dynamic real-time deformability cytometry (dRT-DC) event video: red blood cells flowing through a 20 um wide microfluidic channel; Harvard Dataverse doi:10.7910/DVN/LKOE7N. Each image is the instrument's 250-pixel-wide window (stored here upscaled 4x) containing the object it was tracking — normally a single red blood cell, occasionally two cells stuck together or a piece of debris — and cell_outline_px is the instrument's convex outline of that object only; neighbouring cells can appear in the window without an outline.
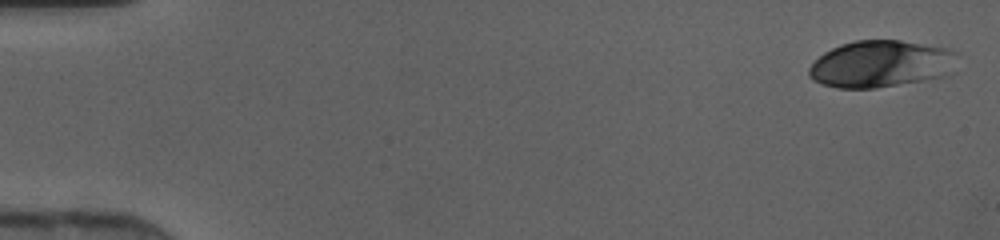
{"species": "human", "species_latin": "Homo sapiens", "temperature_condition": "cold", "stored_images_in_passage": 45, "camera_frame_rate_fps": 3000, "um_per_image_px": 0.085, "donor": {"sex": "female"}, "frame": {"image": 1, "passage_image": 1, "time_ms": 0.0, "image_size_px": [1000, 240], "cell_outline_px": [[956, 52], [952, 72], [948, 76], [876, 88], [836, 88], [812, 80], [808, 76], [808, 68], [824, 52], [840, 44], [856, 40], [900, 40], [948, 48]], "centroid_in_image_um": [74.87, 5.44], "position_along_channel_um": 10.1, "area_um2": 40.63}}
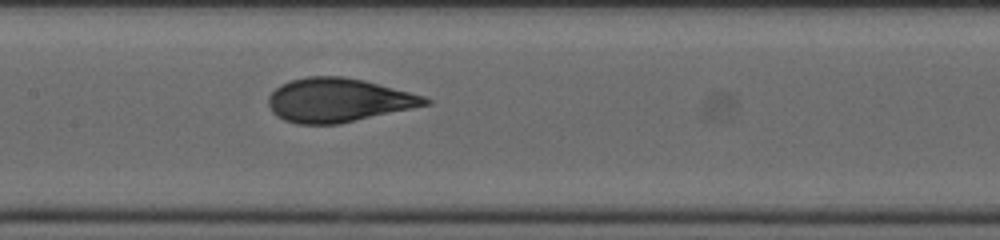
{"frame": {"image": 2, "passage_image": 22, "time_ms": 7.0, "image_size_px": [1000, 240], "cell_outline_px": [[432, 104], [340, 124], [296, 124], [284, 120], [276, 116], [272, 112], [268, 104], [268, 96], [280, 84], [292, 80], [308, 76], [344, 76], [364, 80], [424, 96], [432, 100]], "centroid_in_image_um": [28.75, 8.52], "position_along_channel_um": 178.6, "area_um2": 40.23}}
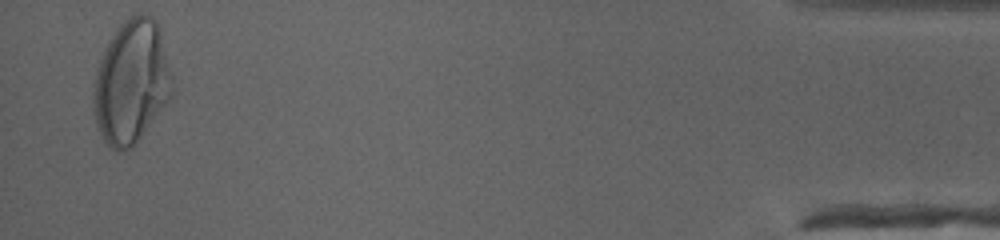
{"frame": {"image": 3, "passage_image": 44, "time_ms": 14.333, "image_size_px": [1000, 240], "cell_outline_px": [[172, 96], [132, 148], [124, 152], [116, 152], [104, 140], [96, 124], [92, 108], [92, 84], [96, 68], [104, 48], [108, 40], [116, 28], [128, 16], [152, 16], [156, 20], [160, 28], [172, 88]], "centroid_in_image_um": [11.1, 7.0], "position_along_channel_um": 424.1, "area_um2": 56.64}}